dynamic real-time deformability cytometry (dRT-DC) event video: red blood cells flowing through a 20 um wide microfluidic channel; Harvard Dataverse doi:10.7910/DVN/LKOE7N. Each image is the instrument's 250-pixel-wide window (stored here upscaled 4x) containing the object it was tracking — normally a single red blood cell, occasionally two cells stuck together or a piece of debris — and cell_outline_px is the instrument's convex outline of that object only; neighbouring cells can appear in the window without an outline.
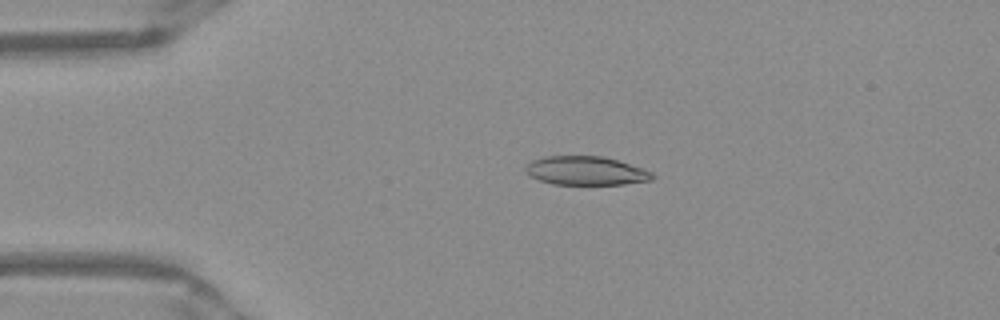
{"species": "Egyptian fruit bat (a non-hibernating species)", "species_latin": "Rousettus aegyptiacus", "temperature_condition": "warm", "stored_images_in_passage": 47, "camera_frame_rate_fps": 3000, "um_per_image_px": 0.085, "frame": {"image": 1, "passage_image": 7, "time_ms": 2.0, "image_size_px": [1000, 320], "cell_outline_px": [[656, 176], [652, 180], [624, 184], [552, 184], [528, 176], [524, 168], [532, 160], [544, 156], [604, 156], [644, 168], [652, 172]], "centroid_in_image_um": [49.81, 14.51], "position_along_channel_um": 35.2, "area_um2": 21.39}}
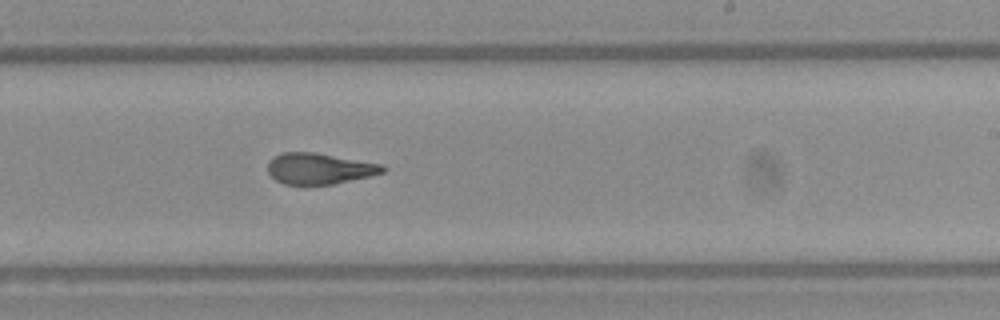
{"frame": {"image": 2, "passage_image": 27, "time_ms": 8.667, "image_size_px": [1000, 320], "cell_outline_px": [[388, 168], [384, 172], [368, 176], [332, 184], [304, 188], [284, 184], [276, 180], [268, 172], [268, 160], [272, 156], [280, 152], [312, 152], [384, 164]], "centroid_in_image_um": [27.09, 14.36], "position_along_channel_um": 261.9, "area_um2": 21.44}}
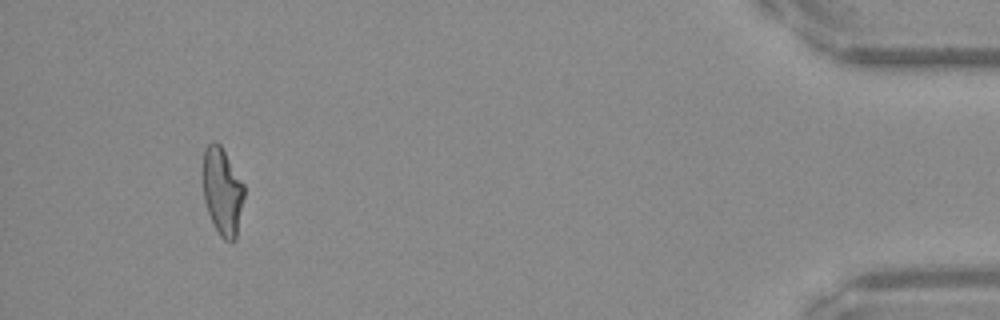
{"frame": {"image": 3, "passage_image": 44, "time_ms": 14.333, "image_size_px": [1000, 320], "cell_outline_px": [[244, 196], [236, 240], [232, 244], [224, 240], [220, 236], [208, 212], [204, 200], [204, 148], [212, 140], [216, 140], [220, 144], [244, 184]], "centroid_in_image_um": [18.92, 16.28], "position_along_channel_um": 416.3, "area_um2": 20.92}, "authors_computed_cell_mechanics": {"area_um2": 21.7906, "velocity_mm_per_s": 3.9594, "shape_relaxation_time_tau1_ms": null, "shape_relaxation_time_tau2_ms": 2.0093, "deformation_change_tau1": null, "deformation_change_tau2": 0.1041}}